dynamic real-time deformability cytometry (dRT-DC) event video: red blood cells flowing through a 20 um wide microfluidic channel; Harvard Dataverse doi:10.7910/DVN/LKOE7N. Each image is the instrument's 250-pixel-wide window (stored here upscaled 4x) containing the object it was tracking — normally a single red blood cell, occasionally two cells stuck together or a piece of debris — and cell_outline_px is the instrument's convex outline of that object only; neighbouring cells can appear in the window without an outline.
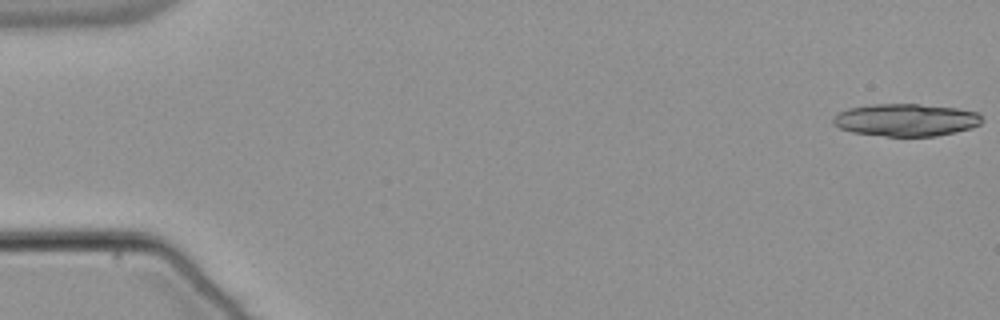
{"species": "common noctule bat (a hibernating species)", "species_latin": "Nyctalus noctula", "temperature_condition": "warm", "stored_images_in_passage": 24, "camera_frame_rate_fps": 3000, "um_per_image_px": 0.085, "animal": {"sex": "male", "body_mass_g": 21.5, "forearm_length_mm": 52.0}, "frame": {"image": 1, "passage_image": 1, "time_ms": 0.0, "image_size_px": [1000, 320], "cell_outline_px": [[984, 120], [980, 124], [972, 128], [956, 132], [936, 136], [884, 136], [852, 132], [840, 128], [832, 124], [832, 116], [836, 112], [848, 108], [872, 104], [920, 104], [956, 108], [976, 112]], "centroid_in_image_um": [76.97, 10.19], "position_along_channel_um": 8.0, "area_um2": 28.38}}